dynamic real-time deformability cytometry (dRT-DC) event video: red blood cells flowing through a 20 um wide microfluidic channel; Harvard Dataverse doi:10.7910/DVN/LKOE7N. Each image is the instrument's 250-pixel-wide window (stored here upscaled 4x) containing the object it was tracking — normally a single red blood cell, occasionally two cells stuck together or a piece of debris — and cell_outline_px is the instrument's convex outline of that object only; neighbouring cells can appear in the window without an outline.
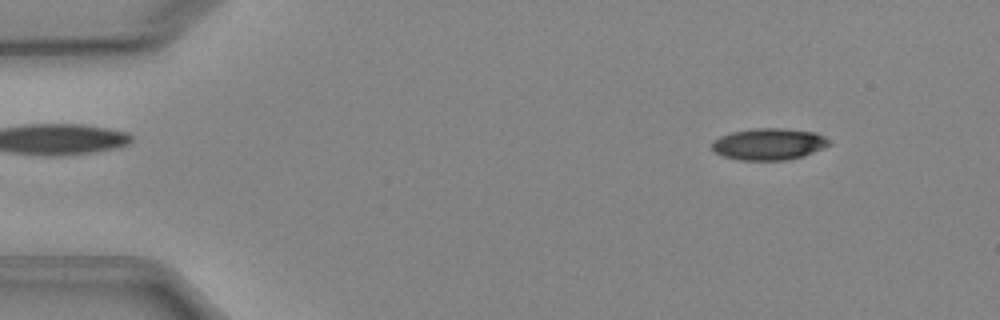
{"species": "Egyptian fruit bat (a non-hibernating species)", "species_latin": "Rousettus aegyptiacus", "temperature_condition": "cold", "stored_images_in_passage": 5, "camera_frame_rate_fps": 3000, "um_per_image_px": 0.085, "animal": {"sex": "female"}, "frame": {"image": 1, "passage_image": 5, "time_ms": 5.667, "image_size_px": [1000, 320], "cell_outline_px": [[828, 144], [804, 156], [788, 160], [740, 160], [724, 156], [716, 152], [712, 148], [712, 140], [720, 136], [732, 132], [756, 128], [784, 128], [816, 132], [824, 136], [828, 140]], "centroid_in_image_um": [65.32, 12.24], "position_along_channel_um": 19.7, "area_um2": 21.44}}